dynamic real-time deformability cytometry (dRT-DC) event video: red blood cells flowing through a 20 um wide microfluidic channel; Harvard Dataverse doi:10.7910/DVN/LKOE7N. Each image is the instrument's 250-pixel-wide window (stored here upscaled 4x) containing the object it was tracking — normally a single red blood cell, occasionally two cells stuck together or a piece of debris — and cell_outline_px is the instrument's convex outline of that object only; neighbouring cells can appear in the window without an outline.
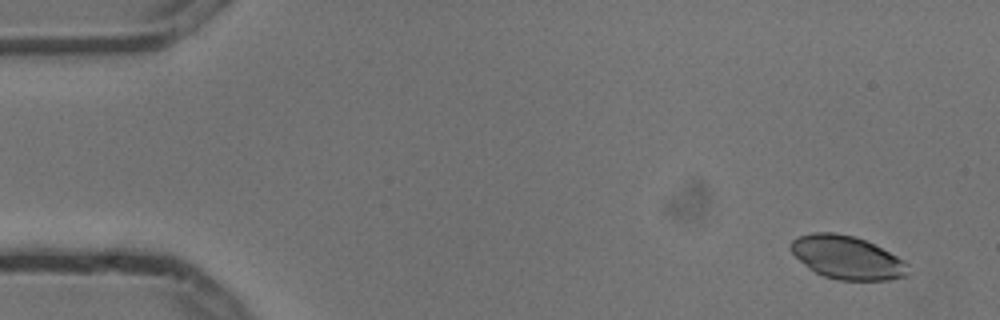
{"species": "common noctule bat (a hibernating species)", "species_latin": "Nyctalus noctula", "temperature_condition": "cold", "stored_images_in_passage": 5, "segment_of_instrument_passage": [1, 2], "camera_frame_rate_fps": 3000, "um_per_image_px": 0.085, "animal": {"sex": "male", "body_mass_g": 13.3}, "frame": {"image": 1, "passage_image": 1, "time_ms": 0.0, "image_size_px": [1000, 320], "cell_outline_px": [[908, 276], [888, 280], [836, 280], [824, 276], [808, 268], [788, 248], [788, 244], [792, 240], [800, 236], [812, 232], [836, 232], [852, 236], [864, 240], [904, 260], [908, 264]], "centroid_in_image_um": [71.97, 21.89], "position_along_channel_um": 13.0, "area_um2": 29.42}}